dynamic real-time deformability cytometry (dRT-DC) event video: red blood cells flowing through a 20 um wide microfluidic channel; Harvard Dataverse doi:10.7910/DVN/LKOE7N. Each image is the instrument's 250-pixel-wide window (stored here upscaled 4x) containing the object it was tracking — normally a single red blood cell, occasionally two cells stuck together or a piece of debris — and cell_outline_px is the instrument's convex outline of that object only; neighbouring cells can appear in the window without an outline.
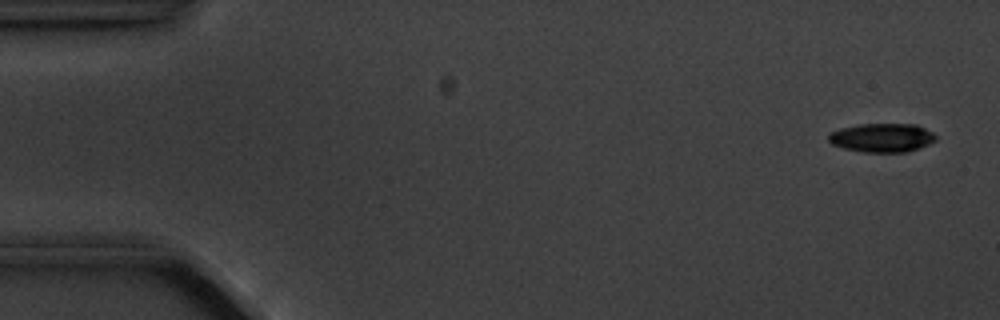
{"species": "common noctule bat (a hibernating species)", "species_latin": "Nyctalus noctula", "temperature_condition": "cold", "stored_images_in_passage": 5, "camera_frame_rate_fps": 3000, "um_per_image_px": 0.085, "animal": {"sex": "male", "body_mass_g": 20.1, "forearm_length_mm": 53.5}, "frame": {"image": 1, "passage_image": 1, "time_ms": 0.0, "image_size_px": [1000, 320], "cell_outline_px": [[936, 140], [928, 144], [908, 152], [864, 152], [844, 148], [832, 144], [828, 140], [828, 136], [832, 132], [840, 128], [860, 124], [916, 124], [932, 132], [936, 136]], "centroid_in_image_um": [74.98, 11.7], "position_along_channel_um": 10.0, "area_um2": 17.92}}